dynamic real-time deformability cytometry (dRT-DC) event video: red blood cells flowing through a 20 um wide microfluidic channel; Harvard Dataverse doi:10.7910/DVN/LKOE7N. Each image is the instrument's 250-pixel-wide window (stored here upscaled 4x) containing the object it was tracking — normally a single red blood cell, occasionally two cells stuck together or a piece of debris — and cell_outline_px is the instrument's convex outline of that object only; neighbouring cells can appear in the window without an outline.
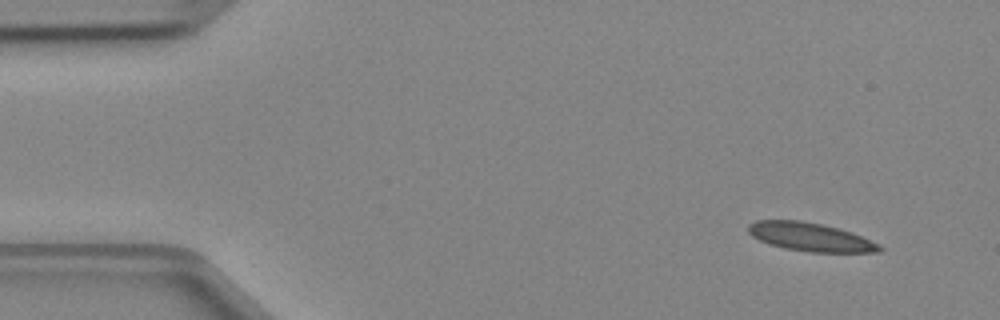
{"species": "Egyptian fruit bat (a non-hibernating species)", "species_latin": "Rousettus aegyptiacus", "temperature_condition": "cold", "stored_images_in_passage": 6, "camera_frame_rate_fps": 3000, "um_per_image_px": 0.085, "animal": {"sex": "female"}, "frame": {"image": 1, "passage_image": 1, "time_ms": 0.0, "image_size_px": [1000, 320], "cell_outline_px": [[884, 248], [880, 252], [808, 252], [784, 248], [760, 240], [752, 236], [748, 232], [748, 224], [756, 220], [800, 220], [820, 224], [852, 232], [880, 244]], "centroid_in_image_um": [68.89, 20.14], "position_along_channel_um": 16.1, "area_um2": 21.68}}
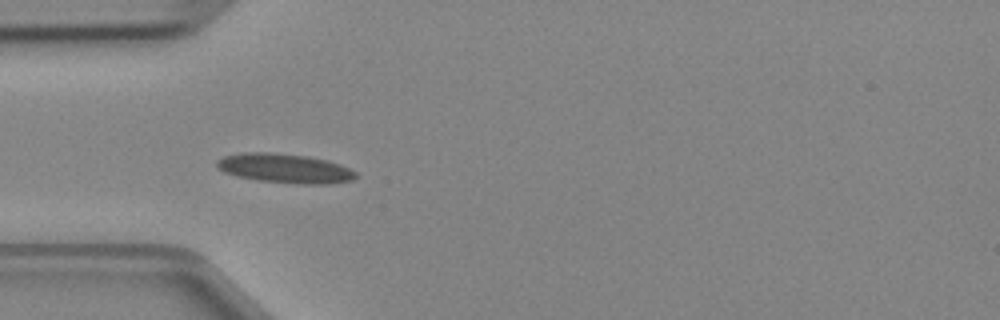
{"frame": {"image": 2, "passage_image": 4, "time_ms": 1.0, "image_size_px": [1000, 320], "cell_outline_px": [[356, 176], [352, 180], [332, 184], [296, 184], [256, 180], [236, 176], [224, 172], [216, 168], [216, 160], [224, 156], [240, 152], [268, 152], [304, 156], [324, 160], [348, 168], [356, 172]], "centroid_in_image_um": [24.13, 14.32], "position_along_channel_um": 60.9, "area_um2": 23.7}}